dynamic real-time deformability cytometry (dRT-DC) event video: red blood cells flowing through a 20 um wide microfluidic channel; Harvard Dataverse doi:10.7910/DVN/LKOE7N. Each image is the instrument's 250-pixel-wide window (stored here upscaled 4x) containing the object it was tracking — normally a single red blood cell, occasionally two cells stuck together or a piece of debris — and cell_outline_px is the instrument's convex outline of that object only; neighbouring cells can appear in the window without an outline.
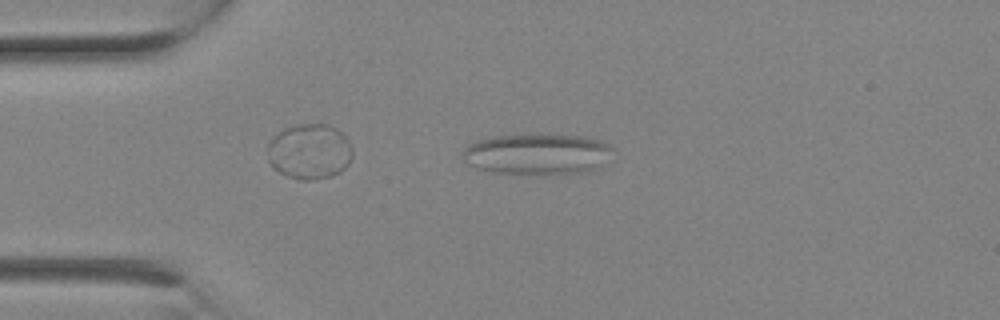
{"species": "Egyptian fruit bat (a non-hibernating species)", "species_latin": "Rousettus aegyptiacus", "temperature_condition": "room temperature", "stored_images_in_passage": 2, "camera_frame_rate_fps": 3000, "um_per_image_px": 0.085, "animal": {"sex": "female"}, "frame": {"image": 1, "passage_image": 2, "time_ms": 0.333, "image_size_px": [1000, 320], "cell_outline_px": [[612, 148], [604, 164], [600, 168], [580, 172], [496, 172], [476, 168], [468, 164], [460, 156], [460, 152], [468, 144], [480, 140], [496, 136], [580, 136], [596, 140], [608, 144]], "centroid_in_image_um": [45.61, 13.09], "position_along_channel_um": 39.4, "area_um2": 34.33}}